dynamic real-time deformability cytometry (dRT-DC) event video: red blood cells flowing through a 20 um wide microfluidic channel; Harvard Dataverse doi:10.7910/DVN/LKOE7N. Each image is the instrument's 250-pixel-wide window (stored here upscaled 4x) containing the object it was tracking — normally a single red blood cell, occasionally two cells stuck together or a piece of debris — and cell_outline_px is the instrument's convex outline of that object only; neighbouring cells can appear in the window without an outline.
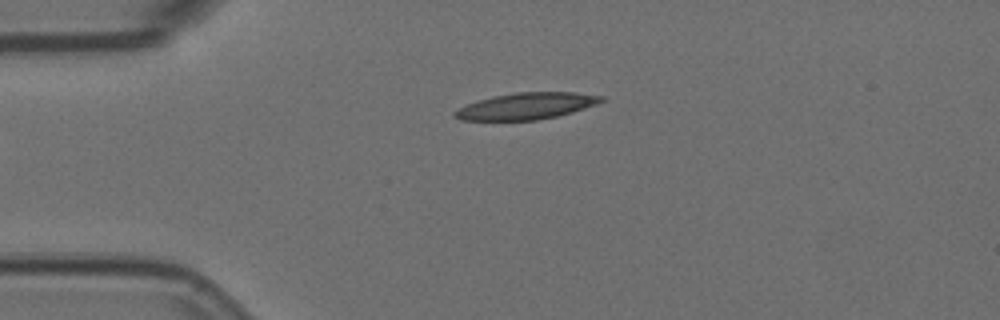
{"species": "Egyptian fruit bat (a non-hibernating species)", "species_latin": "Rousettus aegyptiacus", "temperature_condition": "room temperature", "stored_images_in_passage": 1, "camera_frame_rate_fps": 3000, "um_per_image_px": 0.085, "animal": {"sex": "female"}, "frame": {"image": 1, "passage_image": 1, "time_ms": 0.0, "image_size_px": [1000, 320], "cell_outline_px": [[604, 100], [596, 104], [572, 112], [556, 116], [536, 120], [460, 120], [452, 116], [452, 112], [468, 104], [492, 96], [516, 92], [576, 92], [604, 96]], "centroid_in_image_um": [44.73, 9.01], "position_along_channel_um": 40.3, "area_um2": 22.54}}